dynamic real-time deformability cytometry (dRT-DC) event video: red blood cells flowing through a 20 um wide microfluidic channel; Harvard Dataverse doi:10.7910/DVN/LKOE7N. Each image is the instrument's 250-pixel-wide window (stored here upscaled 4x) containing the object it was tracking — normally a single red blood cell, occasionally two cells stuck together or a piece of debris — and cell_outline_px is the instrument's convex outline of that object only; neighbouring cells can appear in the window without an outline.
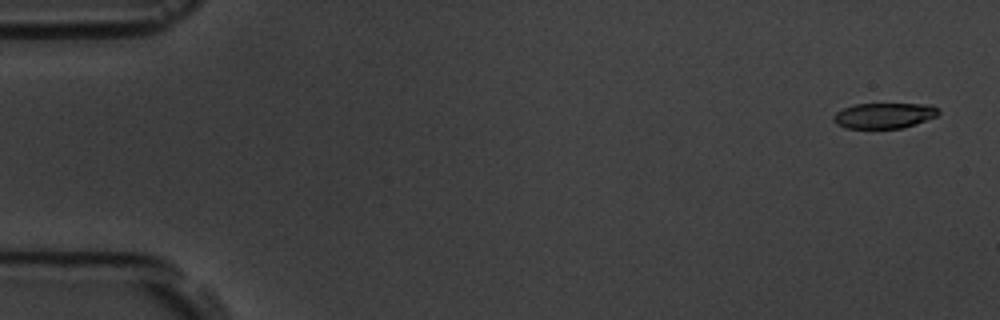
{"species": "common noctule bat (a hibernating species)", "species_latin": "Nyctalus noctula", "temperature_condition": "room temperature", "stored_images_in_passage": 5, "camera_frame_rate_fps": 3000, "um_per_image_px": 0.085, "animal": {"sex": "male", "body_mass_g": 19.5, "forearm_length_mm": 54.6}, "frame": {"image": 1, "passage_image": 1, "time_ms": 0.0, "image_size_px": [1000, 320], "cell_outline_px": [[940, 112], [936, 116], [904, 128], [848, 128], [836, 124], [832, 120], [832, 116], [836, 112], [844, 108], [856, 104], [928, 104], [936, 108]], "centroid_in_image_um": [75.12, 9.82], "position_along_channel_um": 9.9, "area_um2": 15.49}}